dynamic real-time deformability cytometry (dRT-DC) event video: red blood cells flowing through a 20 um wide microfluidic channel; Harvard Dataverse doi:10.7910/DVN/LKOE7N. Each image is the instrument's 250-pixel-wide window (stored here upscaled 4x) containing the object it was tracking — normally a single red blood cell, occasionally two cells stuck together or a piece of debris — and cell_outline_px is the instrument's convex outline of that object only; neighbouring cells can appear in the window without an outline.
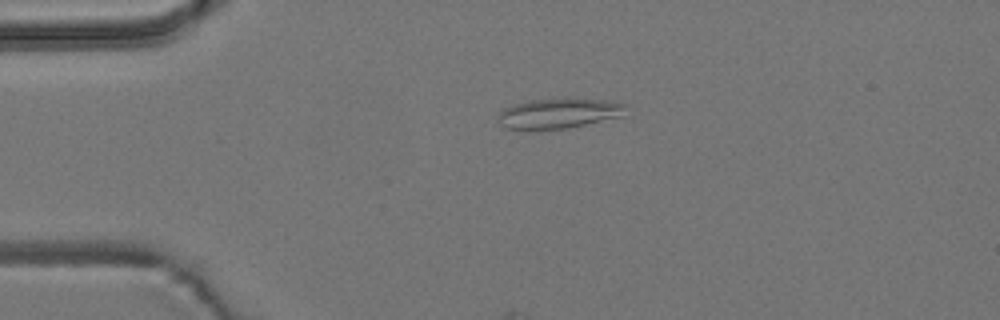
{"species": "common noctule bat (a hibernating species)", "species_latin": "Nyctalus noctula", "temperature_condition": "room temperature", "stored_images_in_passage": 2, "camera_frame_rate_fps": 3000, "um_per_image_px": 0.085, "animal": {"sex": "male", "body_mass_g": 19.2, "forearm_length_mm": 51.8}, "frame": {"image": 1, "passage_image": 1, "time_ms": 0.0, "image_size_px": [1000, 320], "cell_outline_px": [[628, 104], [624, 116], [568, 128], [504, 128], [496, 120], [496, 116], [504, 108], [512, 104], [532, 100], [564, 96], [604, 100]], "centroid_in_image_um": [47.53, 9.59], "position_along_channel_um": 37.5, "area_um2": 22.89}}